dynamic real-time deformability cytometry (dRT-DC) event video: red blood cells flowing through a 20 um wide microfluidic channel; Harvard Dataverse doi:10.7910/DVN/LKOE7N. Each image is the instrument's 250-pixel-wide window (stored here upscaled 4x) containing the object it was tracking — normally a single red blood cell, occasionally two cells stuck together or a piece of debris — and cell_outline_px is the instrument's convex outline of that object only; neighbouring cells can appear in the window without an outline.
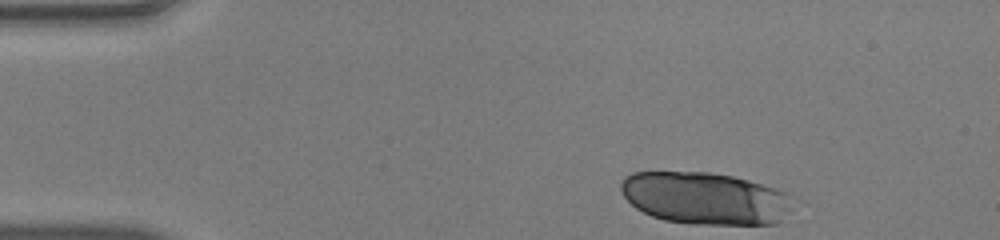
{"species": "human", "species_latin": "Homo sapiens", "temperature_condition": "warm", "stored_images_in_passage": 19, "camera_frame_rate_fps": 3000, "um_per_image_px": 0.085, "donor": {"sex": "male"}, "frame": {"image": 1, "passage_image": 1, "time_ms": 0.0, "image_size_px": [1000, 240], "cell_outline_px": [[788, 212], [784, 224], [692, 224], [664, 220], [652, 216], [636, 208], [624, 196], [620, 188], [620, 184], [624, 176], [632, 172], [708, 172], [732, 176], [748, 180], [776, 188], [784, 192], [788, 208]], "centroid_in_image_um": [59.89, 16.86], "position_along_channel_um": 25.1, "area_um2": 52.14}}
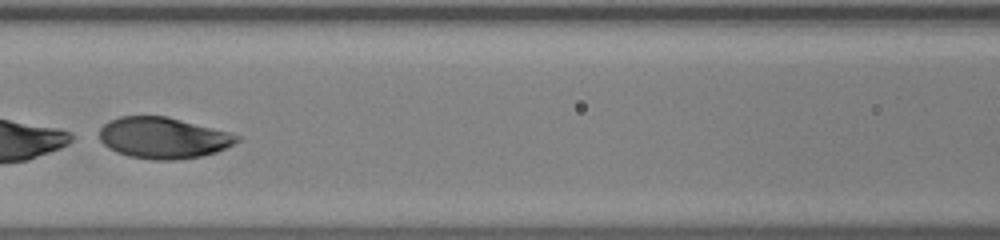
{"frame": {"image": 2, "passage_image": 17, "time_ms": 5.333, "image_size_px": [1000, 240], "cell_outline_px": [[240, 140], [216, 152], [200, 156], [176, 160], [152, 160], [128, 156], [116, 152], [108, 148], [100, 140], [100, 128], [108, 120], [120, 116], [168, 116], [228, 132], [240, 136]], "centroid_in_image_um": [13.84, 11.72], "position_along_channel_um": 152.8, "area_um2": 33.0}}